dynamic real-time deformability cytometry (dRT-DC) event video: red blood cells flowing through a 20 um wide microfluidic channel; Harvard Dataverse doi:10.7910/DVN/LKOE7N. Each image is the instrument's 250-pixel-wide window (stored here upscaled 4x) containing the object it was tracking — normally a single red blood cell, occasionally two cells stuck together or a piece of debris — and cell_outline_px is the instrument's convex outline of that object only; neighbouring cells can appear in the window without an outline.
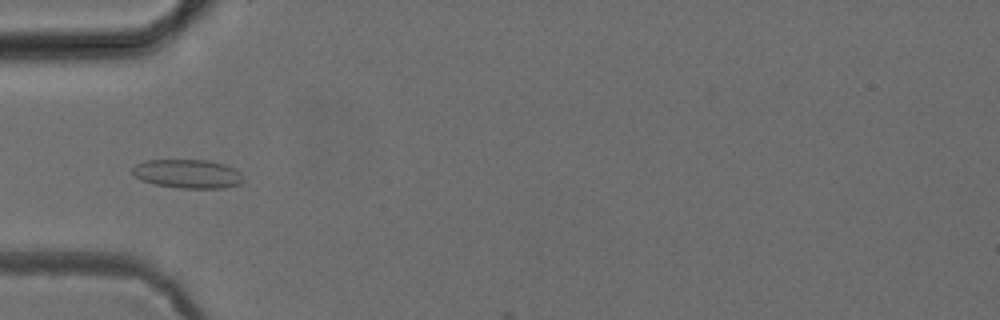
{"species": "common noctule bat (a hibernating species)", "species_latin": "Nyctalus noctula", "temperature_condition": "cold", "stored_images_in_passage": 5, "camera_frame_rate_fps": 3000, "um_per_image_px": 0.085, "animal": {"sex": "female", "body_mass_g": 24.6, "forearm_length_mm": 56.2}, "frame": {"image": 1, "passage_image": 4, "time_ms": 3.667, "image_size_px": [1000, 320], "cell_outline_px": [[244, 180], [240, 184], [224, 188], [180, 188], [156, 184], [140, 180], [132, 172], [132, 168], [136, 164], [144, 160], [208, 160], [224, 164], [236, 168], [240, 172]], "centroid_in_image_um": [15.98, 14.77], "position_along_channel_um": 69.0, "area_um2": 18.73}}